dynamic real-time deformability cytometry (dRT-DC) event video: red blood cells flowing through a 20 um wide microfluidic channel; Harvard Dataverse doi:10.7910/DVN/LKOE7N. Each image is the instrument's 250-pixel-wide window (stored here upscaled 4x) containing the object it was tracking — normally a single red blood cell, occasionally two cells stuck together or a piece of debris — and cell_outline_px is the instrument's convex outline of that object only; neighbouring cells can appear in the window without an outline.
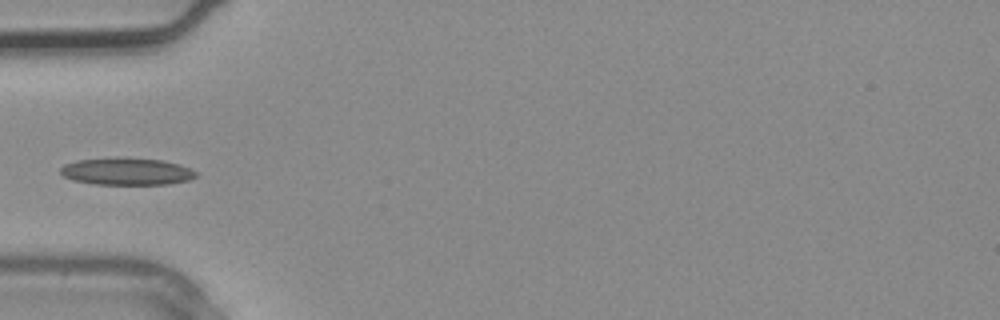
{"species": "common noctule bat (a hibernating species)", "species_latin": "Nyctalus noctula", "temperature_condition": "warm", "stored_images_in_passage": 1, "camera_frame_rate_fps": 3000, "um_per_image_px": 0.085, "animal": {"sex": "male", "body_mass_g": 20.4}, "frame": {"image": 1, "passage_image": 1, "time_ms": 0.0, "image_size_px": [1000, 320], "cell_outline_px": [[196, 176], [188, 180], [168, 184], [92, 184], [72, 180], [64, 176], [60, 172], [60, 168], [64, 164], [76, 160], [124, 156], [160, 160], [180, 164], [196, 172]], "centroid_in_image_um": [10.72, 14.55], "position_along_channel_um": 74.3, "area_um2": 21.68}}